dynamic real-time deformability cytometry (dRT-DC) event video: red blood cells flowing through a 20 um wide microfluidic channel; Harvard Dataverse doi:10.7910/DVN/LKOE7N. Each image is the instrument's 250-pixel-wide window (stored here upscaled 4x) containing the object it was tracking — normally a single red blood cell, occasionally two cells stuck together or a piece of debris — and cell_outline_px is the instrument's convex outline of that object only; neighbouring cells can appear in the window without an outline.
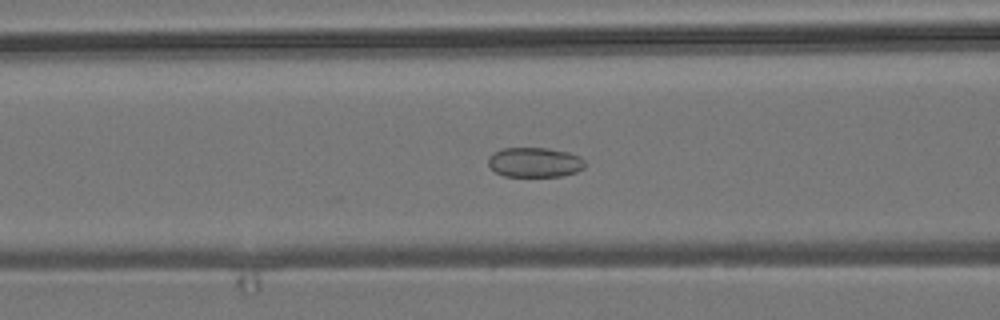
{"species": "common noctule bat (a hibernating species)", "species_latin": "Nyctalus noctula", "temperature_condition": "room temperature", "stored_images_in_passage": 54, "camera_frame_rate_fps": 3000, "um_per_image_px": 0.085, "animal": {"sex": "male", "body_mass_g": 19.2, "forearm_length_mm": 51.8}, "frame": {"image": 1, "passage_image": 22, "time_ms": 7.0, "image_size_px": [1000, 320], "cell_outline_px": [[584, 168], [576, 172], [560, 176], [504, 176], [496, 172], [488, 164], [488, 156], [504, 148], [548, 148], [568, 152], [580, 156], [584, 160]], "centroid_in_image_um": [45.46, 13.79], "position_along_channel_um": 121.1, "area_um2": 16.7}}
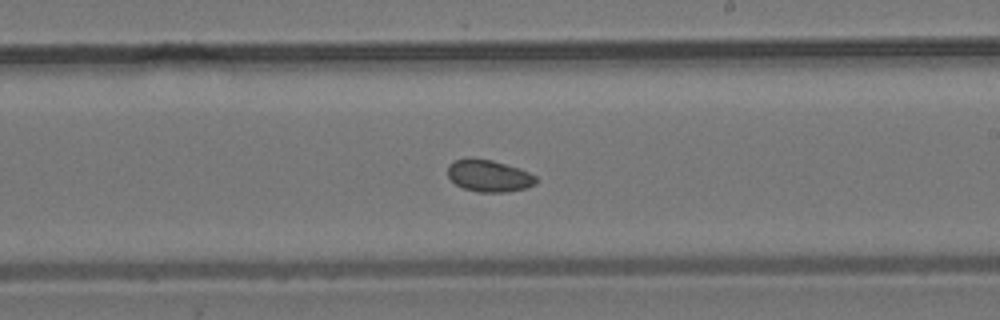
{"frame": {"image": 2, "passage_image": 32, "time_ms": 10.333, "image_size_px": [1000, 320], "cell_outline_px": [[536, 184], [528, 188], [504, 192], [476, 192], [464, 188], [456, 184], [448, 176], [448, 164], [456, 160], [468, 156], [492, 160], [520, 168], [536, 176]], "centroid_in_image_um": [41.55, 14.93], "position_along_channel_um": 247.4, "area_um2": 16.65}}
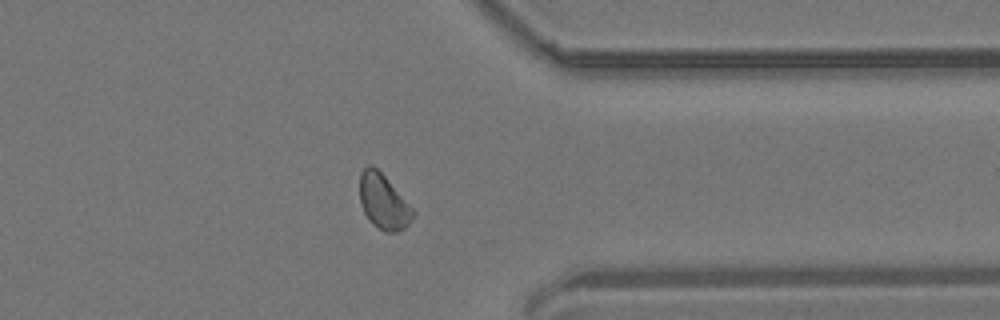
{"frame": {"image": 3, "passage_image": 43, "time_ms": 14.0, "image_size_px": [1000, 320], "cell_outline_px": [[416, 212], [412, 220], [404, 228], [396, 232], [388, 232], [372, 224], [364, 212], [360, 204], [360, 172], [368, 164], [372, 164], [384, 176]], "centroid_in_image_um": [32.58, 17.14], "position_along_channel_um": 378.8, "area_um2": 16.82}, "authors_computed_cell_mechanics": {"area_um2": 17.0799, "velocity_mm_per_s": 3.791, "shape_relaxation_time_tau1_ms": 6.0118, "shape_relaxation_time_tau2_ms": null, "deformation_change_tau1": 0.0787, "deformation_change_tau2": null}}